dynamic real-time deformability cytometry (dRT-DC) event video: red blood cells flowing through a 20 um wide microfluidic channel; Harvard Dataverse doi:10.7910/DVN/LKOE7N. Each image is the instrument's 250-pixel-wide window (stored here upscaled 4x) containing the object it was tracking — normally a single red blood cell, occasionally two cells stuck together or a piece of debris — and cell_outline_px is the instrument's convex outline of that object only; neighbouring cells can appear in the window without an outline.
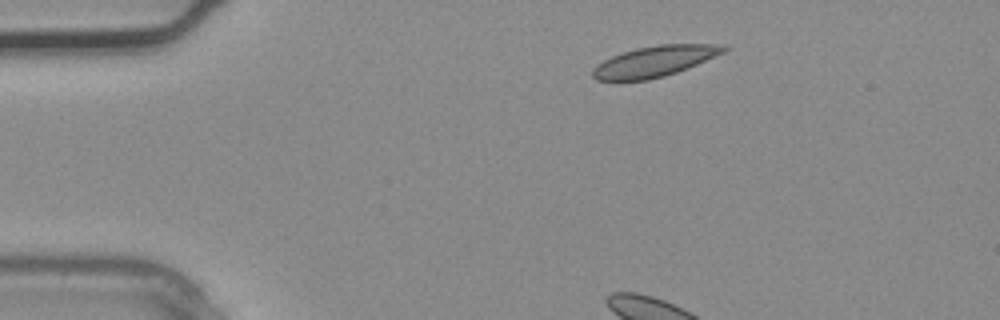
{"species": "common noctule bat (a hibernating species)", "species_latin": "Nyctalus noctula", "temperature_condition": "warm", "stored_images_in_passage": 3, "camera_frame_rate_fps": 3000, "um_per_image_px": 0.085, "animal": {"sex": "male", "body_mass_g": 20.4}, "frame": {"image": 1, "passage_image": 3, "time_ms": 0.667, "image_size_px": [1000, 320], "cell_outline_px": [[728, 48], [724, 52], [688, 68], [664, 76], [648, 80], [596, 80], [592, 76], [592, 68], [604, 60], [612, 56], [636, 48], [660, 44], [724, 44]], "centroid_in_image_um": [55.64, 5.21], "position_along_channel_um": 29.4, "area_um2": 23.29}}